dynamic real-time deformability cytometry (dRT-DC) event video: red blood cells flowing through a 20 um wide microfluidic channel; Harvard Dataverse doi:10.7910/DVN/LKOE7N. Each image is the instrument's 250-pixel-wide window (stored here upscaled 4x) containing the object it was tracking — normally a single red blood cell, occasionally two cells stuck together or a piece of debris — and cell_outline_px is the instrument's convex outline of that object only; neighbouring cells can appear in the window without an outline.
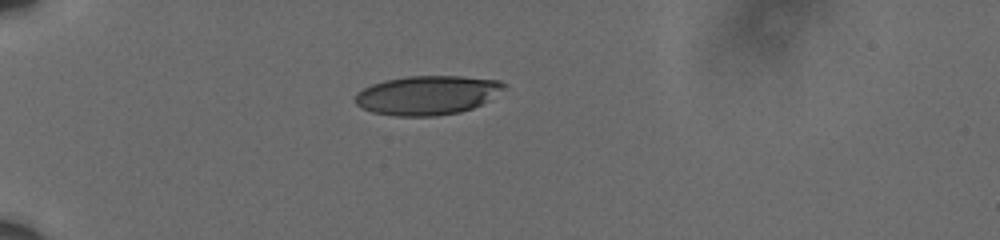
{"species": "human", "species_latin": "Homo sapiens", "temperature_condition": "cold", "stored_images_in_passage": 7, "camera_frame_rate_fps": 3000, "um_per_image_px": 0.085, "donor": {"sex": "male"}, "frame": {"image": 1, "passage_image": 1, "time_ms": 0.0, "image_size_px": [1000, 240], "cell_outline_px": [[508, 88], [488, 100], [472, 108], [460, 112], [436, 116], [396, 116], [372, 112], [360, 108], [352, 100], [356, 92], [372, 84], [384, 80], [408, 76], [464, 76], [500, 80], [508, 84]], "centroid_in_image_um": [36.32, 8.08], "position_along_channel_um": 48.7, "area_um2": 34.39}}
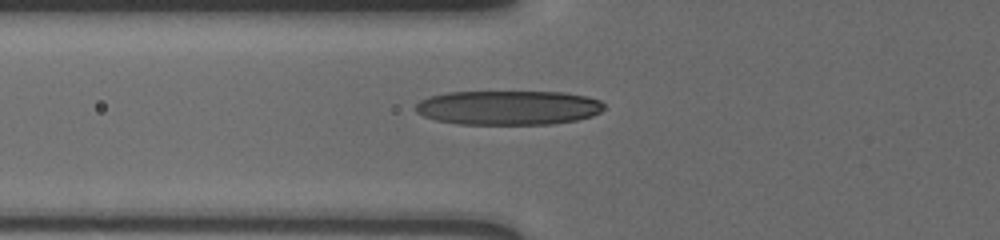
{"frame": {"image": 2, "passage_image": 7, "time_ms": 2.0, "image_size_px": [1000, 240], "cell_outline_px": [[604, 108], [600, 112], [592, 116], [576, 120], [552, 124], [460, 124], [436, 120], [424, 116], [416, 112], [416, 104], [420, 100], [428, 96], [448, 92], [564, 92], [588, 96], [600, 100], [604, 104]], "centroid_in_image_um": [43.22, 9.15], "position_along_channel_um": 82.6, "area_um2": 37.92}}